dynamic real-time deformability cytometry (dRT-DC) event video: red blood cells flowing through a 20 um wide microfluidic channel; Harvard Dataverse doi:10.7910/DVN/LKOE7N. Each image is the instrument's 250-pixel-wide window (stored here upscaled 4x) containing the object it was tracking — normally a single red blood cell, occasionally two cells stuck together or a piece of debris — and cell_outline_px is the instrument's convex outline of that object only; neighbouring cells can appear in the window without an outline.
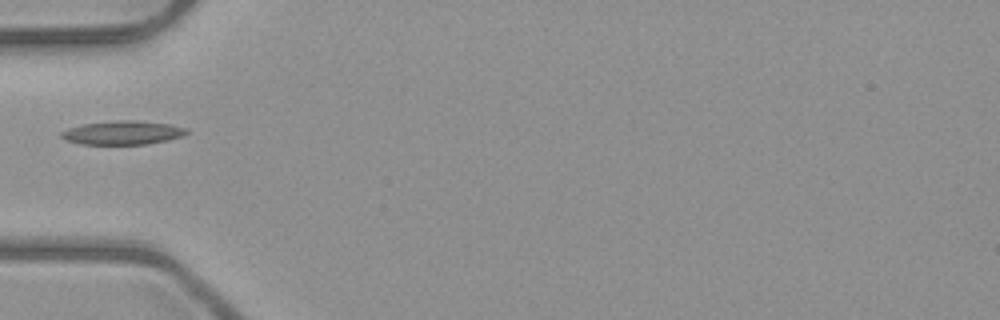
{"species": "common noctule bat (a hibernating species)", "species_latin": "Nyctalus noctula", "temperature_condition": "room temperature", "stored_images_in_passage": 4, "camera_frame_rate_fps": 3000, "um_per_image_px": 0.085, "animal": {"sex": "male", "body_mass_g": 23.1, "forearm_length_mm": 52.7}, "frame": {"image": 1, "passage_image": 2, "time_ms": 1.333, "image_size_px": [1000, 320], "cell_outline_px": [[188, 132], [180, 136], [168, 140], [148, 144], [80, 144], [68, 140], [60, 136], [60, 132], [68, 128], [84, 124], [116, 120], [136, 120], [172, 124], [188, 128]], "centroid_in_image_um": [10.45, 11.27], "position_along_channel_um": 74.5, "area_um2": 17.34}}
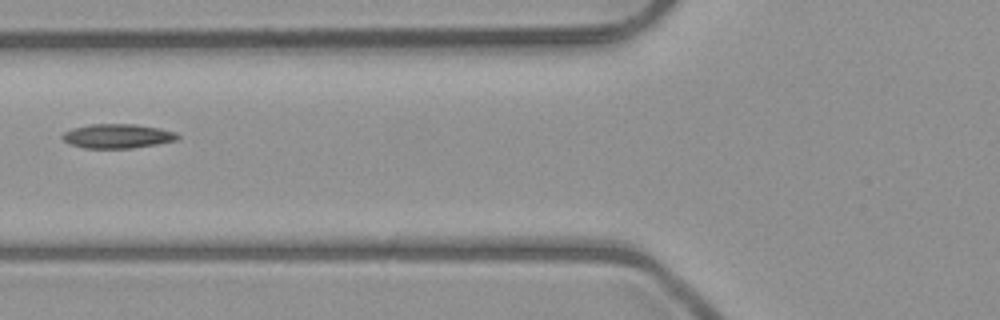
{"frame": {"image": 2, "passage_image": 3, "time_ms": 2.333, "image_size_px": [1000, 320], "cell_outline_px": [[180, 140], [132, 148], [84, 148], [72, 144], [64, 140], [60, 136], [64, 132], [72, 128], [88, 124], [136, 124], [160, 128], [176, 132], [180, 136]], "centroid_in_image_um": [10.02, 11.56], "position_along_channel_um": 115.8, "area_um2": 16.42}}
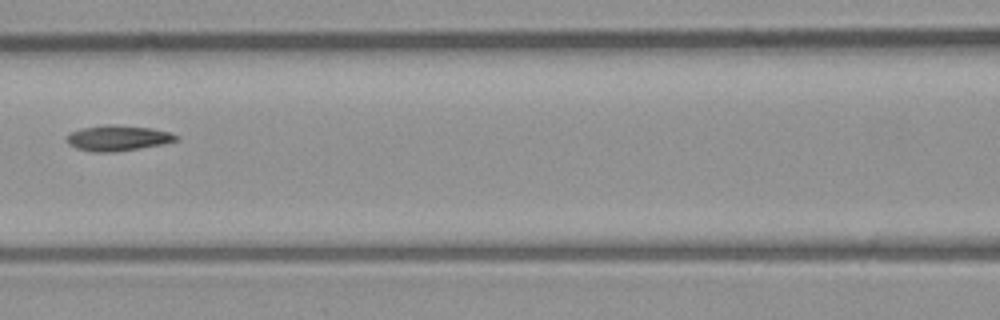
{"frame": {"image": 3, "passage_image": 4, "time_ms": 3.333, "image_size_px": [1000, 320], "cell_outline_px": [[180, 140], [140, 148], [112, 152], [92, 152], [76, 148], [68, 144], [68, 136], [72, 132], [84, 128], [108, 124], [112, 124], [152, 128], [168, 132], [180, 136]], "centroid_in_image_um": [10.05, 11.74], "position_along_channel_um": 156.5, "area_um2": 16.07}}